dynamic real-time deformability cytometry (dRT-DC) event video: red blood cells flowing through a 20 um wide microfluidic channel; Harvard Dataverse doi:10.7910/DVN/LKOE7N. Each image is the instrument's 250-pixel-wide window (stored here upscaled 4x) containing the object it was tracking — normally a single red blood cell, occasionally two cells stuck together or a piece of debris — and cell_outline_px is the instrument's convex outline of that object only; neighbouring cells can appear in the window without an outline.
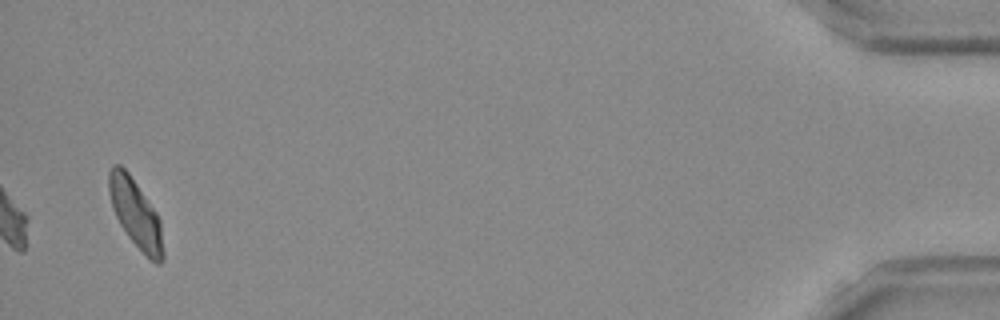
{"species": "Egyptian fruit bat (a non-hibernating species)", "species_latin": "Rousettus aegyptiacus", "temperature_condition": "room temperature", "stored_images_in_passage": 39, "camera_frame_rate_fps": 3000, "um_per_image_px": 0.085, "frame": {"image": 1, "passage_image": 39, "time_ms": 12.667, "image_size_px": [1000, 320], "cell_outline_px": [[164, 260], [160, 264], [156, 264], [128, 236], [120, 224], [112, 208], [108, 192], [108, 172], [112, 164], [120, 164], [128, 172], [156, 212], [160, 220], [164, 252]], "centroid_in_image_um": [11.51, 18.13], "position_along_channel_um": 423.7, "area_um2": 21.39}, "authors_computed_cell_mechanics": {"area_um2": 16.0684, "velocity_mm_per_s": 3.8085, "shape_relaxation_time_tau1_ms": 7.9622, "shape_relaxation_time_tau2_ms": null, "deformation_change_tau1": 0.2121, "deformation_change_tau2": null}}